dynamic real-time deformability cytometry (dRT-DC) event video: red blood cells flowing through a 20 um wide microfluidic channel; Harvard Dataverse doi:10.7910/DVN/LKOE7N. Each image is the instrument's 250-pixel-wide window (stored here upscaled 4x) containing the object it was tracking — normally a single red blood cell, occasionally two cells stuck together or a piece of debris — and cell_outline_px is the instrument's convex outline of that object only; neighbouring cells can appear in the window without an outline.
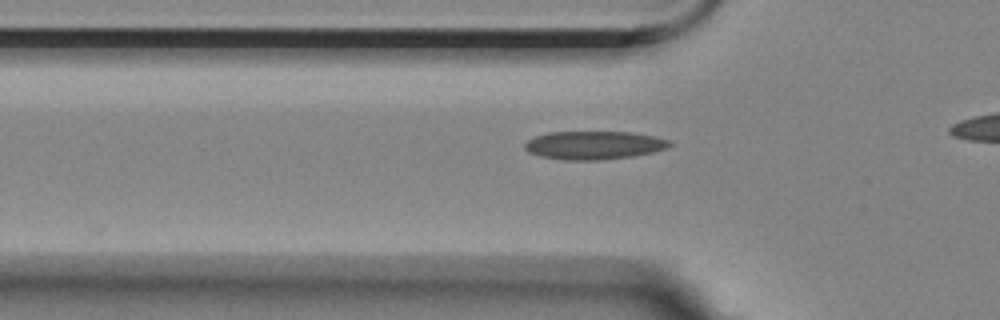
{"species": "Egyptian fruit bat (a non-hibernating species)", "species_latin": "Rousettus aegyptiacus", "temperature_condition": "room temperature", "stored_images_in_passage": 32, "camera_frame_rate_fps": 3000, "um_per_image_px": 0.085, "animal": {"sex": "female"}, "frame": {"image": 1, "passage_image": 5, "time_ms": 1.333, "image_size_px": [1000, 320], "cell_outline_px": [[672, 144], [668, 148], [652, 152], [632, 156], [604, 160], [564, 160], [540, 156], [528, 152], [524, 148], [524, 144], [528, 140], [536, 136], [548, 132], [632, 132], [656, 136], [672, 140]], "centroid_in_image_um": [50.52, 12.34], "position_along_channel_um": 75.3, "area_um2": 24.1}}
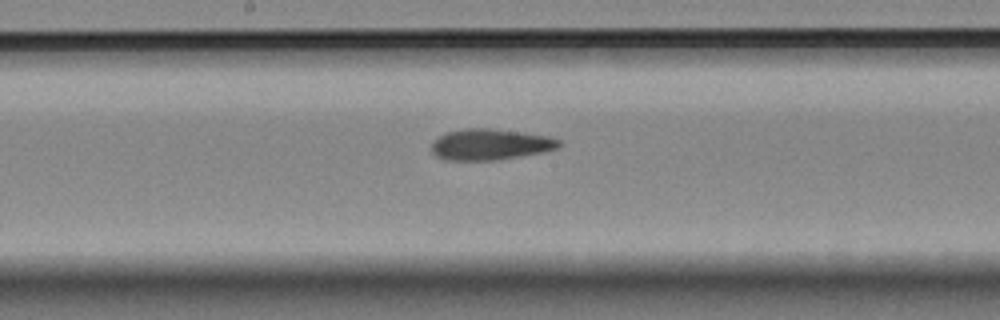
{"frame": {"image": 2, "passage_image": 16, "time_ms": 5.0, "image_size_px": [1000, 320], "cell_outline_px": [[560, 148], [544, 152], [496, 160], [444, 160], [436, 156], [432, 152], [432, 144], [444, 132], [464, 128], [492, 128], [548, 136], [560, 140]], "centroid_in_image_um": [41.67, 12.27], "position_along_channel_um": 206.5, "area_um2": 23.12}}
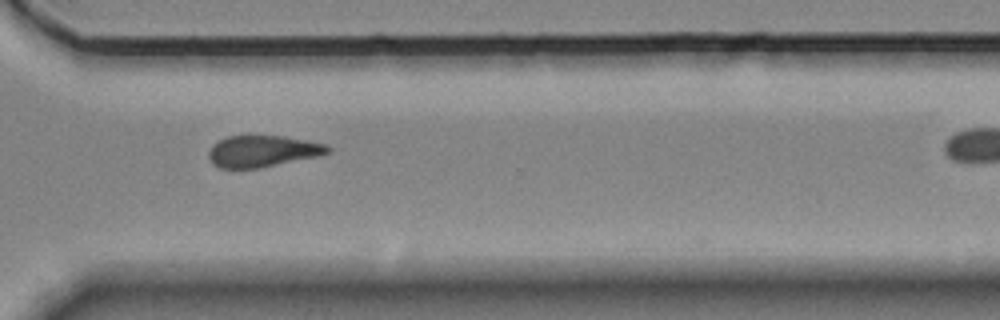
{"frame": {"image": 3, "passage_image": 28, "time_ms": 9.0, "image_size_px": [1000, 320], "cell_outline_px": [[332, 148], [328, 152], [316, 156], [260, 168], [220, 168], [212, 164], [208, 156], [208, 152], [212, 144], [228, 136], [284, 136], [308, 140], [324, 144]], "centroid_in_image_um": [22.28, 12.85], "position_along_channel_um": 348.3, "area_um2": 21.73}}